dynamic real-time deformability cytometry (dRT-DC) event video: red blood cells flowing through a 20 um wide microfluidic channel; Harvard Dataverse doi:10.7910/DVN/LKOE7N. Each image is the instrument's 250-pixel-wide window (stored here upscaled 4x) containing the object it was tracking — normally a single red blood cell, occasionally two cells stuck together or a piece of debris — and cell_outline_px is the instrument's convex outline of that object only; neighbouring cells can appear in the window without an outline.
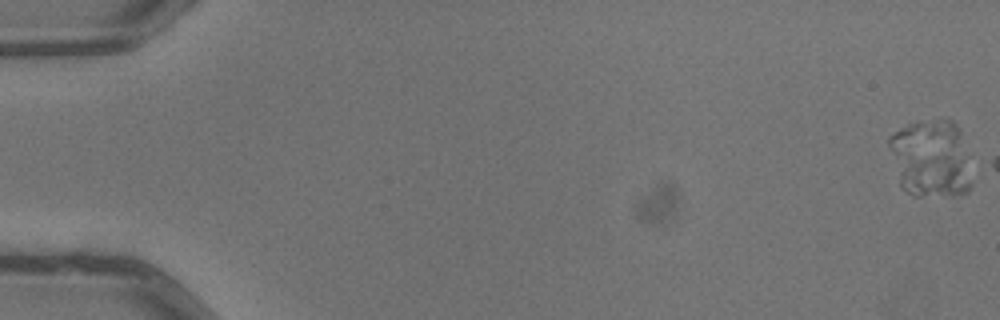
{"species": "common noctule bat (a hibernating species)", "species_latin": "Nyctalus noctula", "temperature_condition": "warm", "stored_images_in_passage": 4, "segment_of_instrument_passage": [1, 2], "camera_frame_rate_fps": 3000, "um_per_image_px": 0.085, "animal": {"sex": "male", "body_mass_g": 13.3}, "frame": {"image": 1, "passage_image": 1, "time_ms": 0.0, "image_size_px": [1000, 320], "cell_outline_px": [[972, 184], [968, 192], [956, 196], [912, 196], [900, 184], [888, 144], [888, 136], [900, 128], [916, 120], [952, 120], [960, 128]], "centroid_in_image_um": [79.11, 13.48], "position_along_channel_um": 5.9, "area_um2": 37.57}}